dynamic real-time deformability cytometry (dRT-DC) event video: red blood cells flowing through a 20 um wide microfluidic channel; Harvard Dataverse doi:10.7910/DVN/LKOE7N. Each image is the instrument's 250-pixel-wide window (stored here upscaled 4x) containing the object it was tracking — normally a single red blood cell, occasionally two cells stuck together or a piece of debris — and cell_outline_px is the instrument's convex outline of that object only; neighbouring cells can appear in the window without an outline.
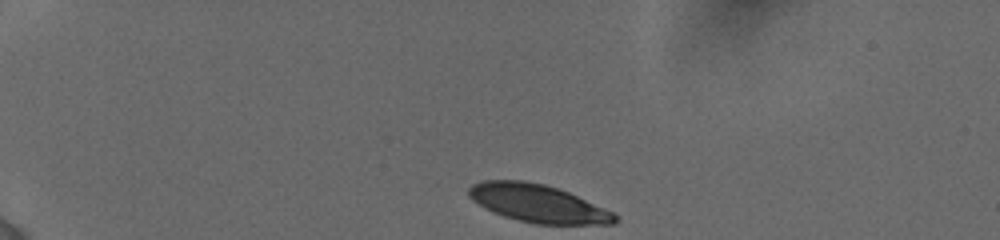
{"species": "human", "species_latin": "Homo sapiens", "temperature_condition": "cold", "stored_images_in_passage": 20, "camera_frame_rate_fps": 3000, "um_per_image_px": 0.085, "donor": {"sex": "female"}, "frame": {"image": 1, "passage_image": 1, "time_ms": 0.0, "image_size_px": [1000, 240], "cell_outline_px": [[620, 220], [616, 224], [536, 224], [504, 216], [492, 212], [484, 208], [472, 200], [468, 196], [468, 188], [472, 184], [484, 180], [524, 180], [544, 184], [568, 192], [612, 212]], "centroid_in_image_um": [45.69, 17.29], "position_along_channel_um": 39.3, "area_um2": 32.08}}
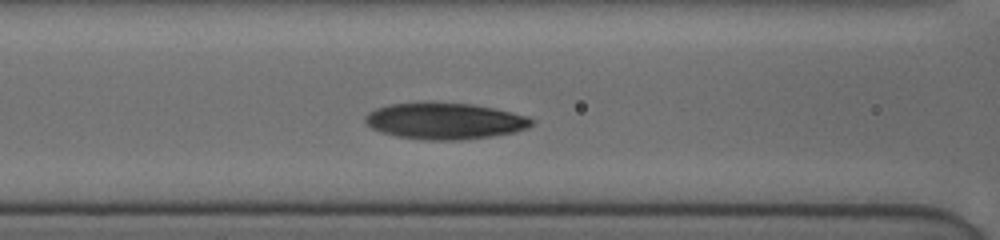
{"frame": {"image": 2, "passage_image": 14, "time_ms": 4.333, "image_size_px": [1000, 240], "cell_outline_px": [[536, 120], [528, 128], [516, 132], [492, 136], [460, 140], [424, 140], [396, 136], [380, 132], [372, 128], [364, 120], [364, 116], [368, 112], [376, 108], [388, 104], [472, 104], [512, 112], [528, 116]], "centroid_in_image_um": [37.83, 10.31], "position_along_channel_um": 128.8, "area_um2": 34.91}}
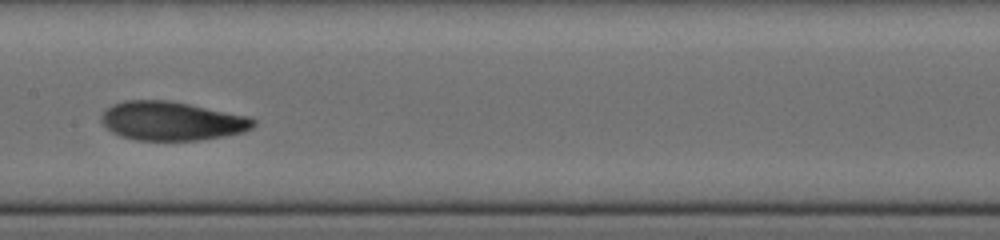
{"frame": {"image": 3, "passage_image": 19, "time_ms": 6.0, "image_size_px": [1000, 240], "cell_outline_px": [[256, 124], [252, 128], [244, 132], [224, 136], [200, 140], [136, 140], [120, 136], [112, 132], [100, 120], [100, 116], [112, 104], [124, 100], [168, 100], [248, 116], [256, 120]], "centroid_in_image_um": [14.6, 10.29], "position_along_channel_um": 192.8, "area_um2": 34.39}}